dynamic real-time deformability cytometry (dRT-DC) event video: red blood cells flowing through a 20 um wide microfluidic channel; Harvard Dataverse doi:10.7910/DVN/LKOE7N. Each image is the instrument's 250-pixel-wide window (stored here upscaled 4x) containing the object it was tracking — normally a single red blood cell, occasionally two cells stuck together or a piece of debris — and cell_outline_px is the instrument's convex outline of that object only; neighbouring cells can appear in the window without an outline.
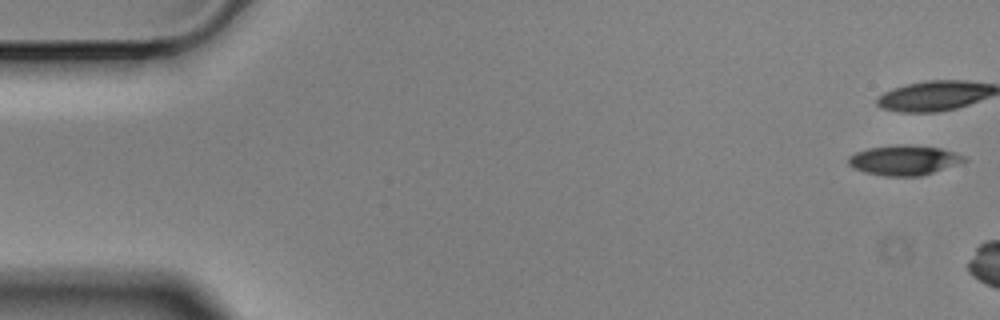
{"species": "Egyptian fruit bat (a non-hibernating species)", "species_latin": "Rousettus aegyptiacus", "temperature_condition": "cold", "stored_images_in_passage": 7, "camera_frame_rate_fps": 3000, "um_per_image_px": 0.085, "animal": {"sex": "male"}, "frame": {"image": 1, "passage_image": 1, "time_ms": 0.0, "image_size_px": [1000, 320], "cell_outline_px": [[968, 160], [920, 176], [888, 176], [864, 172], [852, 168], [848, 164], [848, 156], [856, 152], [868, 148], [896, 144], [908, 144], [940, 148], [956, 152], [964, 156]], "centroid_in_image_um": [76.8, 13.6], "position_along_channel_um": 8.2, "area_um2": 20.17}}